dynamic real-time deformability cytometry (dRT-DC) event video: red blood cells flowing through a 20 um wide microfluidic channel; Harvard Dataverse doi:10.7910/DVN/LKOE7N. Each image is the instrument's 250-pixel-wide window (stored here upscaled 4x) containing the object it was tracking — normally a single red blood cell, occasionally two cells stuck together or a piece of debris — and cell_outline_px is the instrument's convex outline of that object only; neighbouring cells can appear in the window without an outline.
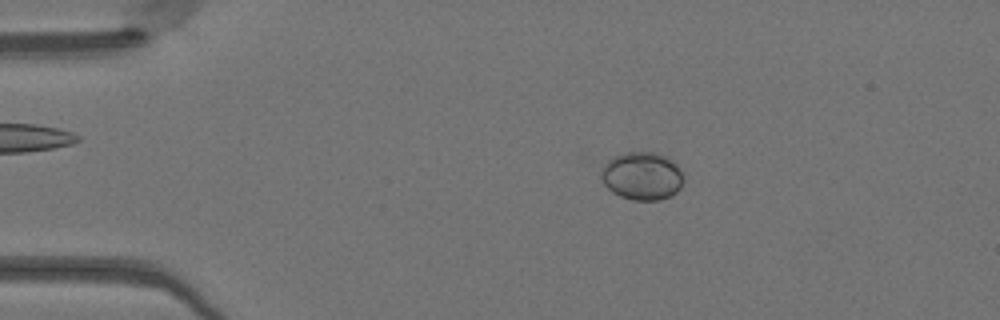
{"species": "Egyptian fruit bat (a non-hibernating species)", "species_latin": "Rousettus aegyptiacus", "temperature_condition": "warm", "stored_images_in_passage": 49, "camera_frame_rate_fps": 3000, "um_per_image_px": 0.085, "animal": {"sex": "female"}, "frame": {"image": 1, "passage_image": 9, "time_ms": 2.667, "image_size_px": [1000, 320], "cell_outline_px": [[684, 180], [680, 188], [672, 196], [660, 200], [632, 200], [620, 196], [612, 192], [604, 184], [600, 176], [604, 164], [612, 156], [624, 152], [652, 152], [668, 156], [680, 168], [684, 176]], "centroid_in_image_um": [54.59, 14.95], "position_along_channel_um": 30.4, "area_um2": 23.41}}
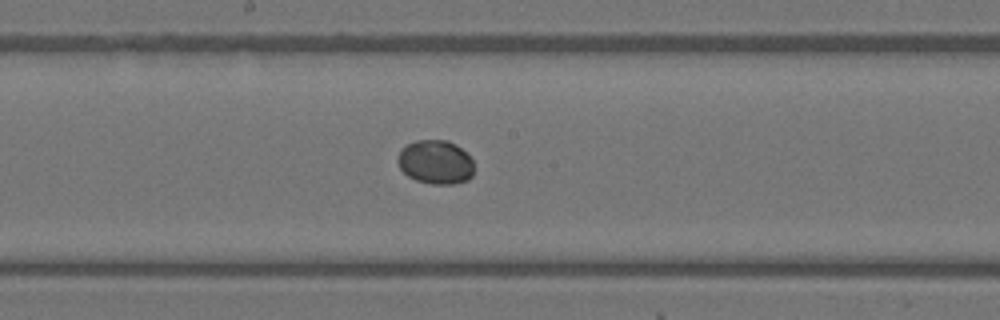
{"frame": {"image": 2, "passage_image": 26, "time_ms": 8.333, "image_size_px": [1000, 320], "cell_outline_px": [[472, 176], [468, 180], [456, 184], [432, 184], [416, 180], [408, 176], [400, 168], [396, 160], [400, 148], [416, 140], [448, 140], [456, 144], [472, 160]], "centroid_in_image_um": [36.99, 13.78], "position_along_channel_um": 211.2, "area_um2": 19.59}}
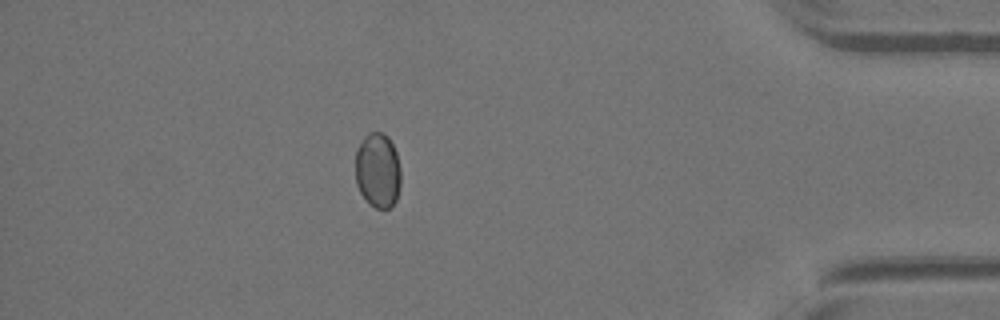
{"frame": {"image": 3, "passage_image": 43, "time_ms": 14.0, "image_size_px": [1000, 320], "cell_outline_px": [[400, 188], [396, 200], [388, 208], [376, 208], [368, 204], [360, 192], [356, 184], [356, 148], [364, 136], [368, 132], [384, 132], [388, 136], [396, 152], [400, 168]], "centroid_in_image_um": [32.1, 14.47], "position_along_channel_um": 403.1, "area_um2": 20.06}, "authors_computed_cell_mechanics": {"area_um2": 20.0566, "velocity_mm_per_s": 4.1342, "shape_relaxation_time_tau1_ms": 1.8942, "shape_relaxation_time_tau2_ms": null, "deformation_change_tau1": 0.027, "deformation_change_tau2": null}}